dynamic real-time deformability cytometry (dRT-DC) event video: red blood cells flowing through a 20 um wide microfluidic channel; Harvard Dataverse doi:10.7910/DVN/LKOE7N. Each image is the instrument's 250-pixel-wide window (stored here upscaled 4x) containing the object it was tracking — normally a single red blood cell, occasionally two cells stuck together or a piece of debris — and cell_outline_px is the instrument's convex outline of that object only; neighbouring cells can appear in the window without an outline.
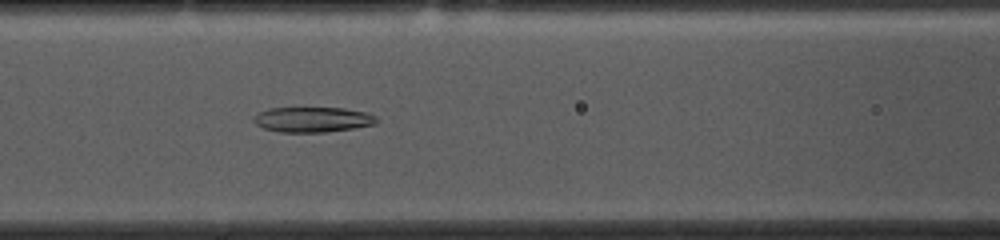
{"species": "common noctule bat (a hibernating species)", "species_latin": "Nyctalus noctula", "temperature_condition": "cold", "stored_images_in_passage": 52, "camera_frame_rate_fps": 3000, "um_per_image_px": 0.085, "animal": {"sex": "female", "body_mass_g": 10.0, "forearm_length_mm": 53.1}, "frame": {"image": 1, "passage_image": 20, "time_ms": 6.333, "image_size_px": [1000, 240], "cell_outline_px": [[376, 124], [352, 128], [324, 132], [280, 132], [264, 128], [256, 124], [252, 120], [260, 112], [268, 108], [344, 108], [364, 112], [376, 116]], "centroid_in_image_um": [26.56, 10.16], "position_along_channel_um": 140.0, "area_um2": 17.8}}
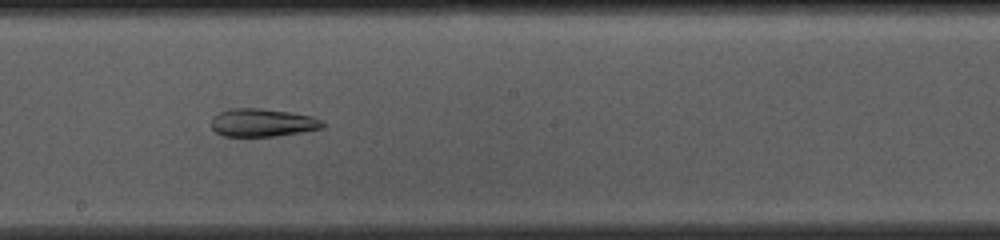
{"frame": {"image": 2, "passage_image": 27, "time_ms": 8.667, "image_size_px": [1000, 240], "cell_outline_px": [[324, 128], [276, 136], [224, 136], [216, 132], [212, 128], [212, 116], [228, 108], [260, 108], [292, 112], [312, 116], [324, 120]], "centroid_in_image_um": [22.33, 10.41], "position_along_channel_um": 225.9, "area_um2": 18.32}}
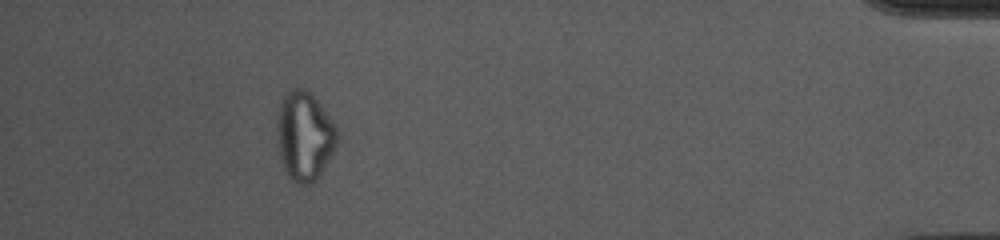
{"frame": {"image": 3, "passage_image": 47, "time_ms": 15.333, "image_size_px": [1000, 240], "cell_outline_px": [[340, 140], [336, 148], [316, 180], [308, 184], [300, 184], [292, 180], [288, 176], [284, 168], [280, 156], [276, 140], [276, 124], [280, 104], [284, 96], [292, 88], [304, 88], [320, 104], [340, 128]], "centroid_in_image_um": [25.91, 11.56], "position_along_channel_um": 409.3, "area_um2": 31.62}, "authors_computed_cell_mechanics": {"area_um2": 24.0737, "velocity_mm_per_s": 3.6902, "shape_relaxation_time_tau1_ms": null, "shape_relaxation_time_tau2_ms": 4.1282, "deformation_change_tau1": null, "deformation_change_tau2": 0.1299}}